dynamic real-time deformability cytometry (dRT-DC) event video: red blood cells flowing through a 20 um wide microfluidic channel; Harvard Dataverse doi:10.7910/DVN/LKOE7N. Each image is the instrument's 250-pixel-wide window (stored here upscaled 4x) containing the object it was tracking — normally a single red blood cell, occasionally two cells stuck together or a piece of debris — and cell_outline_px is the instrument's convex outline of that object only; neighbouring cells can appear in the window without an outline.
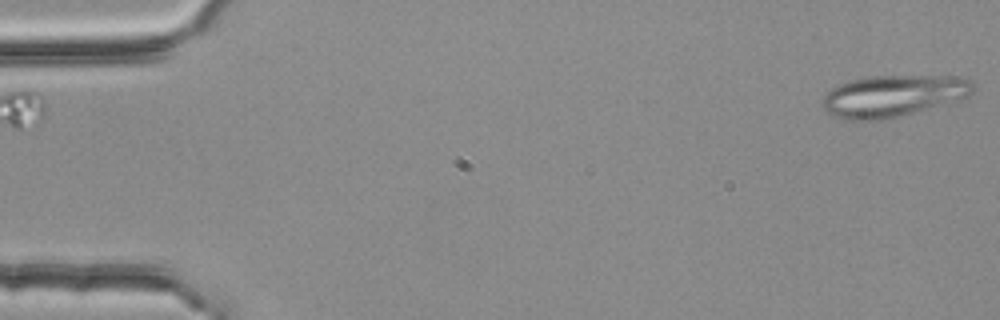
{"species": "common noctule bat (a hibernating species)", "species_latin": "Nyctalus noctula", "temperature_condition": "room temperature", "stored_images_in_passage": 5, "camera_frame_rate_fps": 3000, "um_per_image_px": 0.085, "animal": {"sex": "female", "body_mass_g": 25.1}, "frame": {"image": 1, "passage_image": 1, "time_ms": 0.0, "image_size_px": [1000, 320], "cell_outline_px": [[976, 84], [972, 92], [968, 96], [888, 120], [848, 120], [832, 116], [824, 112], [820, 108], [820, 100], [832, 88], [848, 80], [868, 76], [960, 76]], "centroid_in_image_um": [75.83, 8.16], "position_along_channel_um": 9.2, "area_um2": 36.88}}